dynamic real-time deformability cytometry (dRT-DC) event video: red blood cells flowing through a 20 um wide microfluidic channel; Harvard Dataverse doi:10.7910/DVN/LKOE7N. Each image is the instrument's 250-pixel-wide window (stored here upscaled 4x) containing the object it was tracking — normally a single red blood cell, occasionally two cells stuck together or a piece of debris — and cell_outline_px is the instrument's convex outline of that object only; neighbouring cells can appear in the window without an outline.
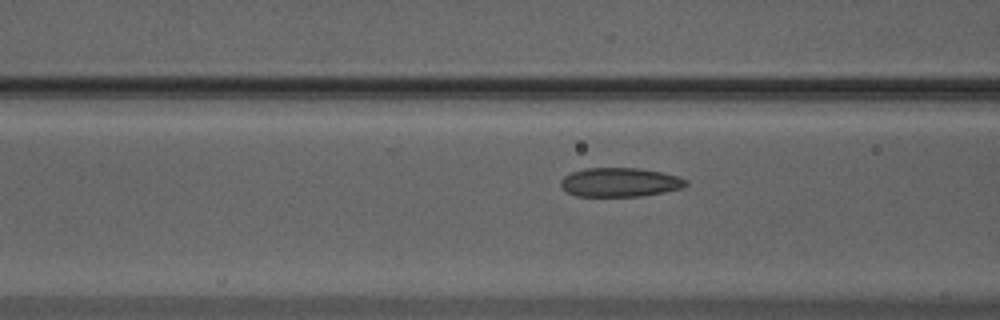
{"species": "Egyptian fruit bat (a non-hibernating species)", "species_latin": "Rousettus aegyptiacus", "temperature_condition": "warm", "stored_images_in_passage": 31, "camera_frame_rate_fps": 3000, "um_per_image_px": 0.085, "animal": {"sex": "male"}, "frame": {"image": 1, "passage_image": 7, "time_ms": 2.0, "image_size_px": [1000, 320], "cell_outline_px": [[688, 184], [680, 188], [664, 192], [640, 196], [576, 196], [568, 192], [560, 184], [560, 180], [564, 176], [572, 172], [584, 168], [636, 168], [664, 172], [680, 176], [688, 180]], "centroid_in_image_um": [52.72, 15.48], "position_along_channel_um": 113.9, "area_um2": 21.21}}
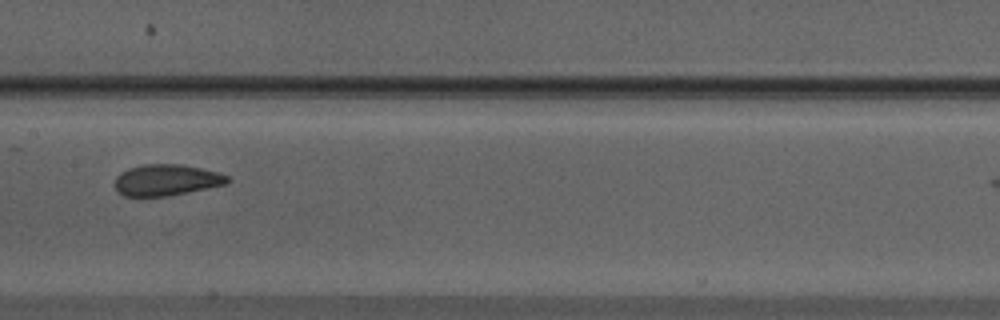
{"frame": {"image": 2, "passage_image": 13, "time_ms": 4.0, "image_size_px": [1000, 320], "cell_outline_px": [[232, 180], [224, 184], [168, 196], [140, 200], [124, 196], [116, 188], [116, 176], [120, 172], [128, 168], [144, 164], [180, 164], [200, 168], [216, 172], [228, 176]], "centroid_in_image_um": [14.07, 15.34], "position_along_channel_um": 193.3, "area_um2": 20.87}}
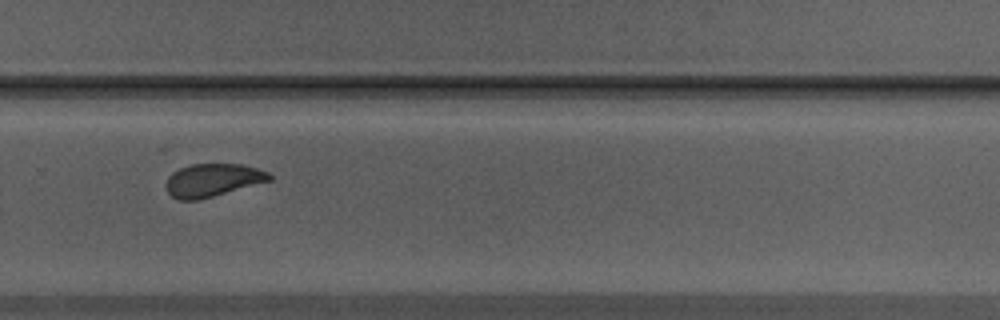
{"frame": {"image": 3, "passage_image": 22, "time_ms": 7.0, "image_size_px": [1000, 320], "cell_outline_px": [[272, 180], [212, 196], [196, 200], [180, 200], [172, 196], [168, 192], [164, 184], [168, 176], [172, 172], [180, 168], [192, 164], [240, 164], [256, 168], [268, 172], [272, 176]], "centroid_in_image_um": [18.04, 15.3], "position_along_channel_um": 311.8, "area_um2": 19.71}}